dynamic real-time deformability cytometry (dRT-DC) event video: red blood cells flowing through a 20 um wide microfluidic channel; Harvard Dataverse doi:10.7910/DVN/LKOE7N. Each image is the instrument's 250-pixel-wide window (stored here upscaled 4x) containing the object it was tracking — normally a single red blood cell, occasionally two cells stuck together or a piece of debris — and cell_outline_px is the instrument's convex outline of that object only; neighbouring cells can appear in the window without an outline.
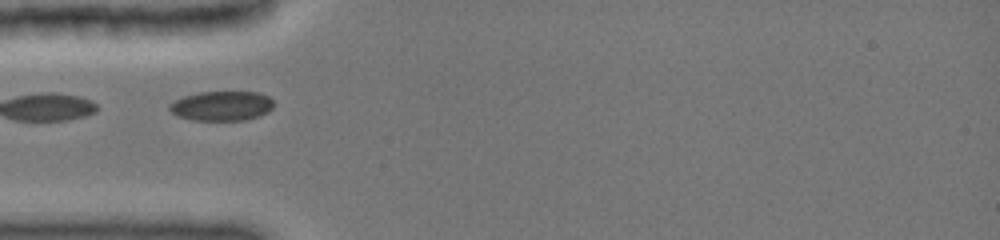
{"species": "common noctule bat (a hibernating species)", "species_latin": "Nyctalus noctula", "temperature_condition": "cold", "stored_images_in_passage": 39, "camera_frame_rate_fps": 3000, "um_per_image_px": 0.085, "animal": {"sex": "female", "body_mass_g": 19.0, "forearm_length_mm": 51.5}, "frame": {"image": 1, "passage_image": 1, "time_ms": 0.0, "image_size_px": [1000, 240], "cell_outline_px": [[272, 108], [268, 112], [260, 116], [244, 120], [192, 120], [180, 116], [172, 112], [168, 108], [168, 104], [184, 96], [200, 92], [256, 92], [268, 96], [272, 100]], "centroid_in_image_um": [18.85, 9.0], "position_along_channel_um": 66.2, "area_um2": 17.86}}
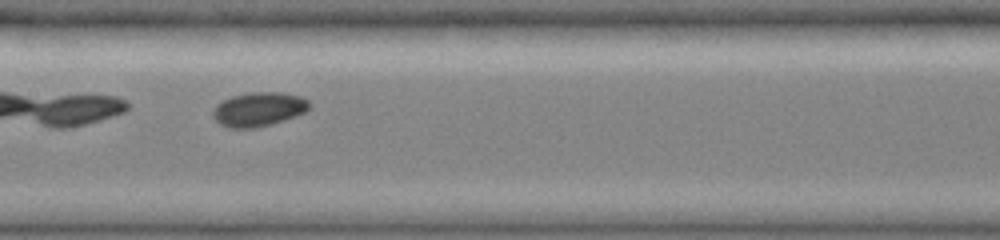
{"frame": {"image": 2, "passage_image": 12, "time_ms": 3.0, "image_size_px": [1000, 240], "cell_outline_px": [[312, 104], [304, 112], [268, 124], [252, 128], [228, 128], [220, 124], [212, 116], [212, 112], [224, 100], [232, 96], [252, 92], [280, 92], [300, 96], [308, 100]], "centroid_in_image_um": [21.98, 9.27], "position_along_channel_um": 185.4, "area_um2": 18.67}}
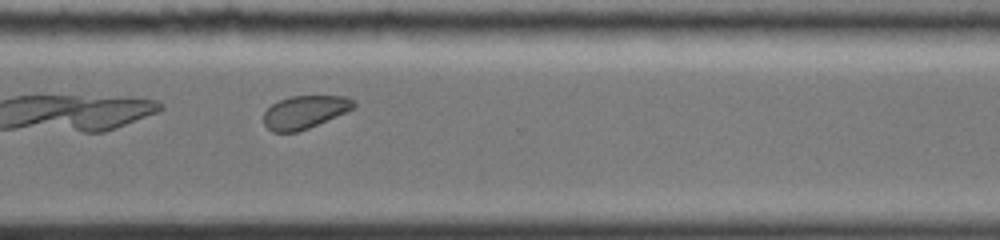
{"frame": {"image": 3, "passage_image": 28, "time_ms": 7.0, "image_size_px": [1000, 240], "cell_outline_px": [[356, 104], [352, 108], [336, 116], [308, 128], [296, 132], [272, 132], [264, 124], [264, 112], [272, 104], [280, 100], [292, 96], [348, 96], [356, 100]], "centroid_in_image_um": [25.9, 9.51], "position_along_channel_um": 344.7, "area_um2": 17.11}}